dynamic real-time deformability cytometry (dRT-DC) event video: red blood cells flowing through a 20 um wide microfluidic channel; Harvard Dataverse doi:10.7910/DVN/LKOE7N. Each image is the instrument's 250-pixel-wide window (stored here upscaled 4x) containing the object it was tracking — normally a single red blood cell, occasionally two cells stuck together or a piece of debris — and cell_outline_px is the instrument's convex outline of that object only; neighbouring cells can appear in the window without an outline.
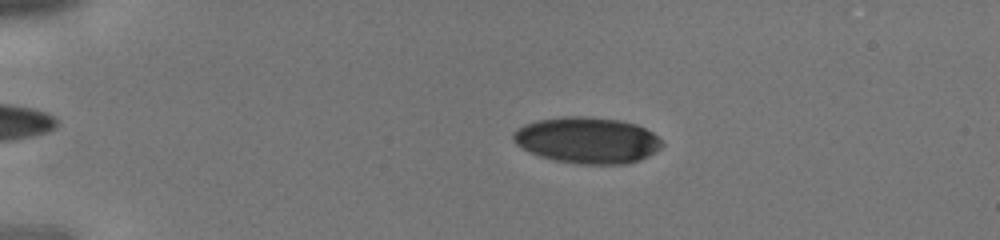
{"species": "human", "species_latin": "Homo sapiens", "temperature_condition": "cold", "stored_images_in_passage": 10, "camera_frame_rate_fps": 3000, "um_per_image_px": 0.085, "donor": {"sex": "male"}, "frame": {"image": 1, "passage_image": 3, "time_ms": 0.667, "image_size_px": [1000, 240], "cell_outline_px": [[664, 144], [660, 148], [648, 156], [640, 160], [628, 164], [580, 164], [556, 160], [540, 156], [516, 144], [512, 140], [512, 132], [516, 128], [524, 124], [536, 120], [564, 116], [584, 116], [620, 120], [636, 124], [652, 132]], "centroid_in_image_um": [49.9, 11.91], "position_along_channel_um": 35.1, "area_um2": 40.11}}
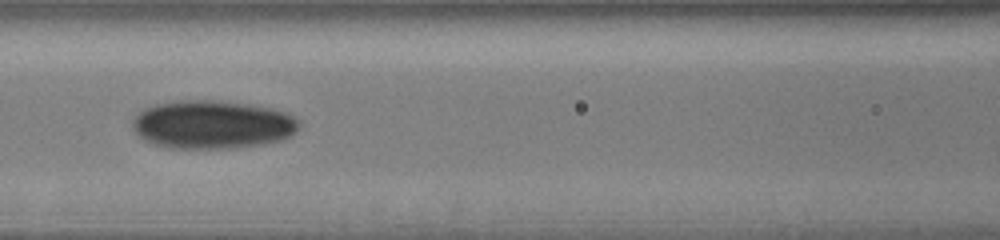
{"frame": {"image": 2, "passage_image": 7, "time_ms": 2.0, "image_size_px": [1000, 240], "cell_outline_px": [[300, 128], [292, 136], [280, 140], [264, 144], [236, 148], [168, 148], [152, 144], [144, 140], [132, 128], [132, 120], [144, 108], [156, 104], [176, 100], [212, 100], [252, 104], [272, 108], [288, 112], [300, 120]], "centroid_in_image_um": [18.09, 10.59], "position_along_channel_um": 148.5, "area_um2": 47.57}}
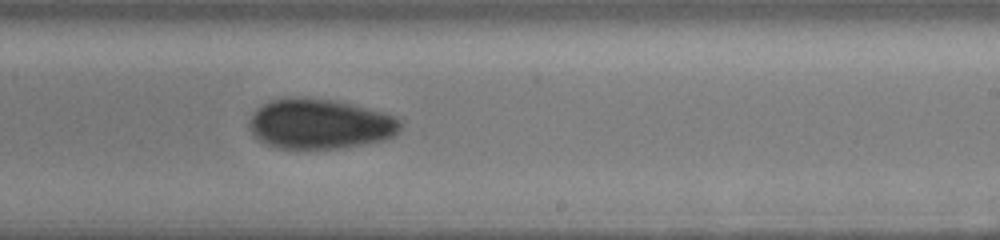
{"frame": {"image": 3, "passage_image": 10, "time_ms": 3.0, "image_size_px": [1000, 240], "cell_outline_px": [[404, 128], [400, 132], [392, 136], [380, 140], [360, 144], [336, 148], [276, 148], [260, 140], [248, 128], [248, 120], [256, 108], [272, 100], [284, 96], [308, 96], [332, 100], [352, 104], [384, 112], [396, 116], [404, 120]], "centroid_in_image_um": [27.2, 10.5], "position_along_channel_um": 261.8, "area_um2": 44.56}}